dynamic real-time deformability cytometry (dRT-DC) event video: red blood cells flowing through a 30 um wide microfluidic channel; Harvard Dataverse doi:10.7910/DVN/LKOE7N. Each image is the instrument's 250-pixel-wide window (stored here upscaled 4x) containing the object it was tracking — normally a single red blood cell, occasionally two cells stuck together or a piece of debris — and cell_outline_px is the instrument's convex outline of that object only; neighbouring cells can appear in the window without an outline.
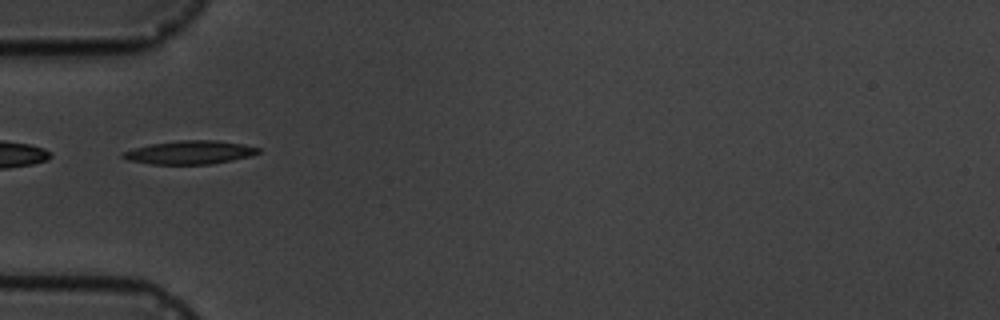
{"species": "common noctule bat (a hibernating species)", "species_latin": "Nyctalus noctula", "temperature_condition": "cold", "stored_images_in_passage": 15, "camera_frame_rate_fps": 3000, "um_per_image_px": 0.085, "animal": {"sex": "male", "body_mass_g": 19.5, "forearm_length_mm": 54.6}, "frame": {"image": 1, "passage_image": 4, "time_ms": 3.333, "image_size_px": [1000, 320], "cell_outline_px": [[260, 152], [252, 156], [212, 164], [152, 164], [128, 160], [120, 156], [120, 152], [132, 148], [152, 144], [180, 140], [216, 140], [244, 144], [260, 148]], "centroid_in_image_um": [16.13, 12.95], "position_along_channel_um": 68.9, "area_um2": 18.61}}
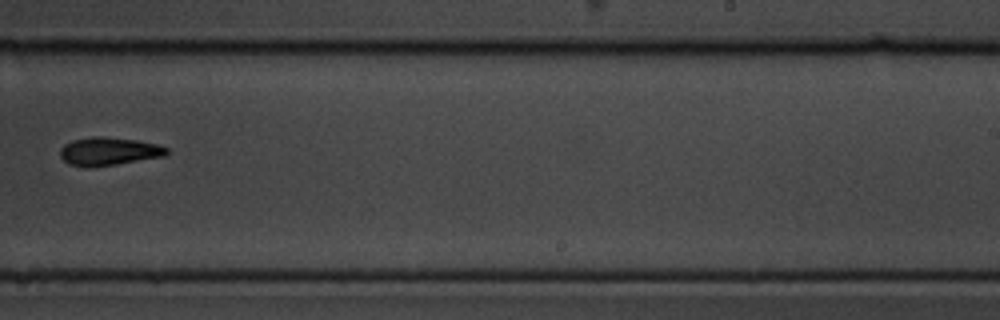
{"frame": {"image": 2, "passage_image": 9, "time_ms": 9.333, "image_size_px": [1000, 320], "cell_outline_px": [[168, 152], [164, 156], [116, 164], [68, 164], [60, 156], [60, 148], [64, 144], [72, 140], [92, 136], [104, 136], [136, 140], [156, 144], [168, 148]], "centroid_in_image_um": [9.26, 12.81], "position_along_channel_um": 279.7, "area_um2": 16.82}}
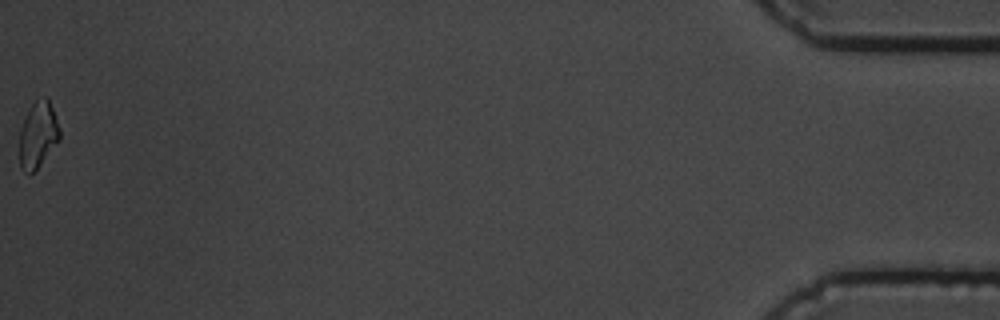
{"frame": {"image": 3, "passage_image": 15, "time_ms": 16.333, "image_size_px": [1000, 320], "cell_outline_px": [[60, 140], [36, 168], [28, 176], [20, 168], [20, 128], [32, 104], [36, 100], [44, 96], [48, 96], [56, 116], [60, 128]], "centroid_in_image_um": [3.24, 11.44], "position_along_channel_um": 432.0, "area_um2": 15.49}, "authors_computed_cell_mechanics": {"area_um2": 17.629, "velocity_mm_per_s": 3.5372, "shape_relaxation_time_tau1_ms": 3.2795, "shape_relaxation_time_tau2_ms": null, "deformation_change_tau1": 0.1208, "deformation_change_tau2": null}}